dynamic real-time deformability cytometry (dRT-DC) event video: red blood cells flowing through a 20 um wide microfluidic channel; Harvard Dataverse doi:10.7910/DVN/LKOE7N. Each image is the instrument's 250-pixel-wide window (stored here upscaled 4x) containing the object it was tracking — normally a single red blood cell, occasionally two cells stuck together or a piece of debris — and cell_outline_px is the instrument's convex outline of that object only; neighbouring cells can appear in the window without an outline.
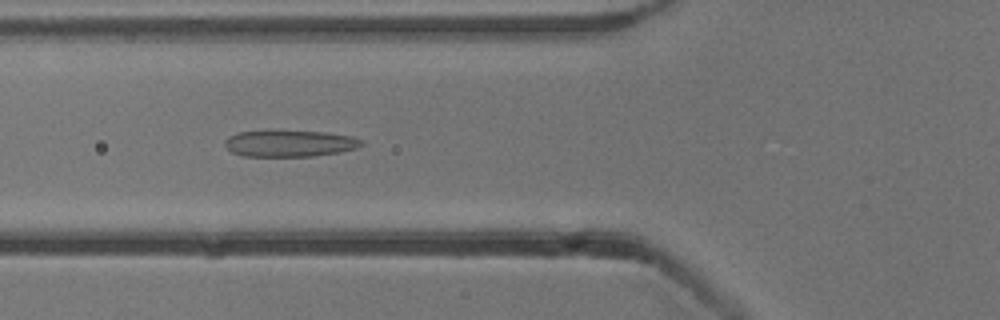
{"species": "common noctule bat (a hibernating species)", "species_latin": "Nyctalus noctula", "temperature_condition": "cold", "stored_images_in_passage": 51, "camera_frame_rate_fps": 3000, "um_per_image_px": 0.085, "animal": {"sex": "male", "body_mass_g": 13.3}, "frame": {"image": 1, "passage_image": 18, "time_ms": 5.667, "image_size_px": [1000, 320], "cell_outline_px": [[364, 144], [356, 148], [340, 152], [312, 156], [244, 156], [232, 152], [224, 144], [224, 140], [228, 136], [240, 132], [324, 132], [352, 136], [364, 140]], "centroid_in_image_um": [24.66, 12.21], "position_along_channel_um": 101.1, "area_um2": 20.69}}
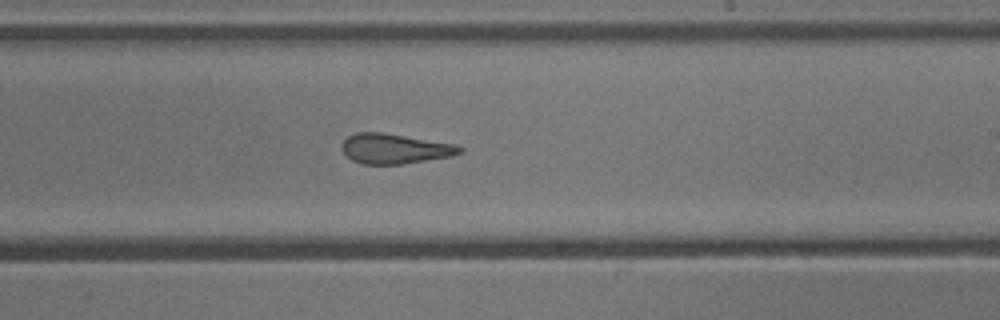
{"frame": {"image": 2, "passage_image": 30, "time_ms": 9.667, "image_size_px": [1000, 320], "cell_outline_px": [[464, 152], [452, 156], [404, 164], [364, 164], [352, 160], [340, 148], [340, 144], [348, 136], [356, 132], [380, 132], [456, 144], [464, 148]], "centroid_in_image_um": [33.57, 12.64], "position_along_channel_um": 255.4, "area_um2": 20.69}}
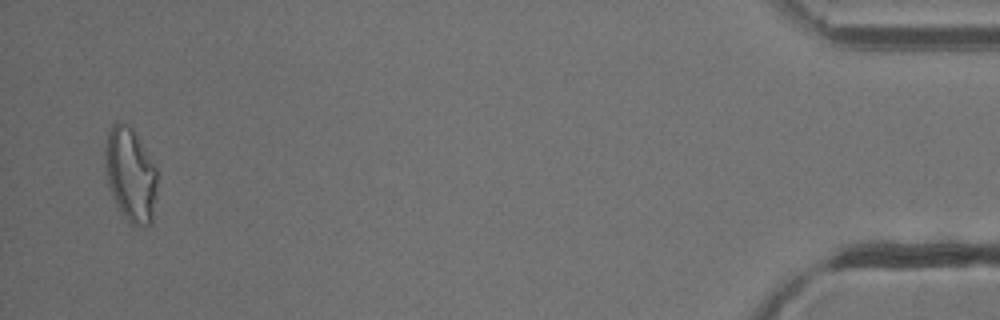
{"frame": {"image": 3, "passage_image": 50, "time_ms": 16.333, "image_size_px": [1000, 320], "cell_outline_px": [[156, 196], [152, 224], [144, 228], [140, 228], [132, 224], [116, 208], [108, 184], [104, 168], [104, 148], [108, 132], [112, 124], [116, 120], [128, 124], [132, 128], [140, 140], [156, 168]], "centroid_in_image_um": [11.07, 14.87], "position_along_channel_um": 424.1, "area_um2": 29.13}, "authors_computed_cell_mechanics": {"area_um2": 23.0622, "velocity_mm_per_s": 3.8469, "shape_relaxation_time_tau1_ms": null, "shape_relaxation_time_tau2_ms": 3.2411, "deformation_change_tau1": null, "deformation_change_tau2": 0.1264}}